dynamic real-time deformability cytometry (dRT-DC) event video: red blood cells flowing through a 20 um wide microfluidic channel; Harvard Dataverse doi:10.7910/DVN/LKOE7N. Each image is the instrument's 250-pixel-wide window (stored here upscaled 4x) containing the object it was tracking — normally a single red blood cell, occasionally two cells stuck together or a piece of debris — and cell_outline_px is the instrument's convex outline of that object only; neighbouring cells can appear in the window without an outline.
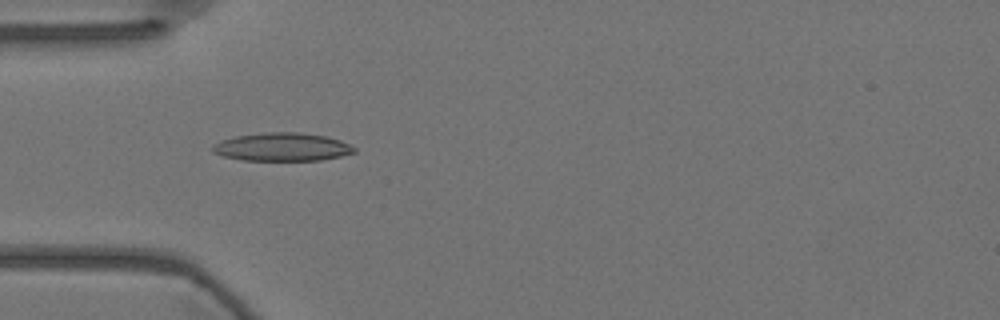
{"species": "Egyptian fruit bat (a non-hibernating species)", "species_latin": "Rousettus aegyptiacus", "temperature_condition": "warm", "stored_images_in_passage": 56, "camera_frame_rate_fps": 3000, "um_per_image_px": 0.085, "animal": {"sex": "female"}, "frame": {"image": 1, "passage_image": 17, "time_ms": 5.333, "image_size_px": [1000, 320], "cell_outline_px": [[356, 152], [340, 156], [320, 160], [240, 160], [224, 156], [212, 152], [212, 144], [220, 140], [232, 136], [268, 132], [300, 132], [328, 136], [340, 140], [356, 148]], "centroid_in_image_um": [23.95, 12.48], "position_along_channel_um": 61.0, "area_um2": 23.47}}
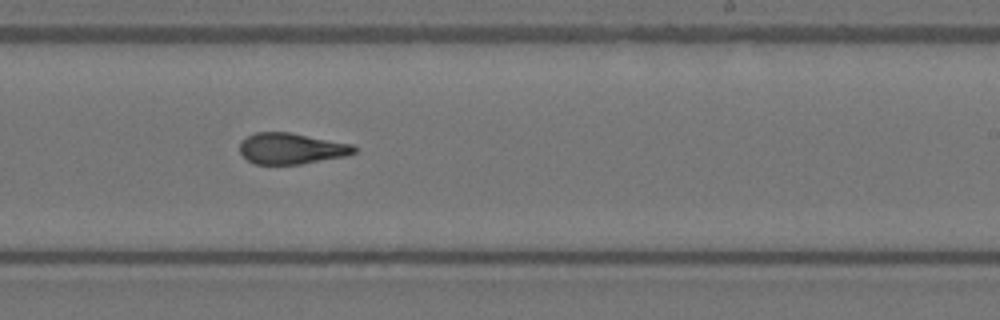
{"frame": {"image": 2, "passage_image": 34, "time_ms": 11.0, "image_size_px": [1000, 320], "cell_outline_px": [[356, 152], [344, 156], [300, 164], [256, 164], [248, 160], [240, 152], [240, 144], [248, 136], [256, 132], [288, 132], [352, 144], [356, 148]], "centroid_in_image_um": [24.76, 12.62], "position_along_channel_um": 264.2, "area_um2": 20.35}}
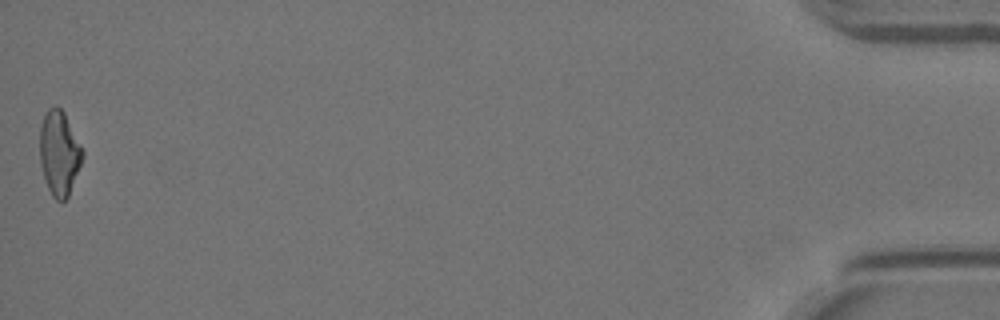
{"frame": {"image": 3, "passage_image": 56, "time_ms": 18.333, "image_size_px": [1000, 320], "cell_outline_px": [[84, 156], [68, 196], [64, 200], [56, 200], [52, 196], [48, 188], [40, 164], [40, 128], [44, 116], [48, 108], [56, 104], [64, 112], [84, 152]], "centroid_in_image_um": [5.03, 12.99], "position_along_channel_um": 430.2, "area_um2": 20.87}, "authors_computed_cell_mechanics": {"area_um2": 21.4149, "velocity_mm_per_s": 3.6092, "shape_relaxation_time_tau1_ms": 9.3659, "shape_relaxation_time_tau2_ms": 2.6796, "deformation_change_tau1": 0.2238, "deformation_change_tau2": 0.1125}}